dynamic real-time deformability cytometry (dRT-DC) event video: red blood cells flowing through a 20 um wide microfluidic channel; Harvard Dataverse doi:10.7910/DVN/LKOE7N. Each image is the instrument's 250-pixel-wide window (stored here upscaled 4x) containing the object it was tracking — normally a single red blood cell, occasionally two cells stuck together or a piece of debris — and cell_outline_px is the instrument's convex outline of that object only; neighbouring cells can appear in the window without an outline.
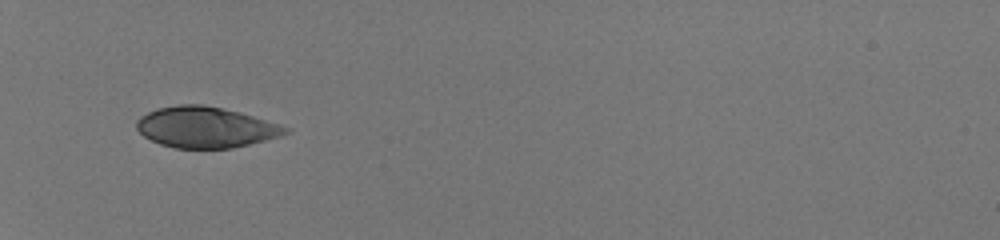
{"species": "human", "species_latin": "Homo sapiens", "temperature_condition": "room temperature", "stored_images_in_passage": 32, "camera_frame_rate_fps": 3000, "um_per_image_px": 0.085, "donor": {"sex": "male"}, "frame": {"image": 1, "passage_image": 1, "time_ms": 0.0, "image_size_px": [1000, 240], "cell_outline_px": [[292, 132], [280, 136], [232, 148], [176, 148], [160, 144], [144, 136], [136, 128], [136, 120], [140, 116], [156, 108], [180, 104], [204, 104], [240, 112], [292, 128]], "centroid_in_image_um": [17.48, 10.81], "position_along_channel_um": 67.5, "area_um2": 35.49}}
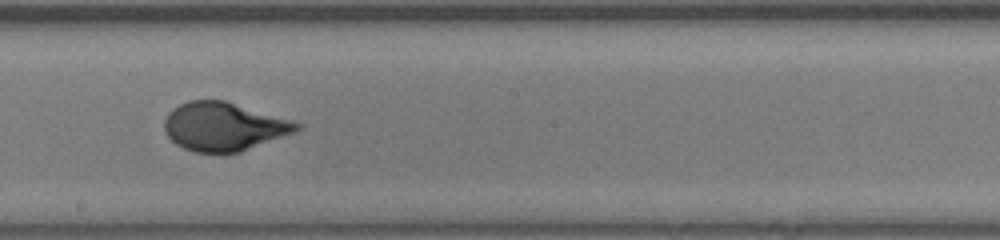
{"frame": {"image": 2, "passage_image": 14, "time_ms": 4.333, "image_size_px": [1000, 240], "cell_outline_px": [[304, 124], [296, 132], [240, 152], [196, 152], [184, 148], [176, 144], [164, 132], [164, 120], [168, 112], [172, 108], [188, 100], [224, 100], [292, 120]], "centroid_in_image_um": [19.02, 10.75], "position_along_channel_um": 229.2, "area_um2": 37.4}}
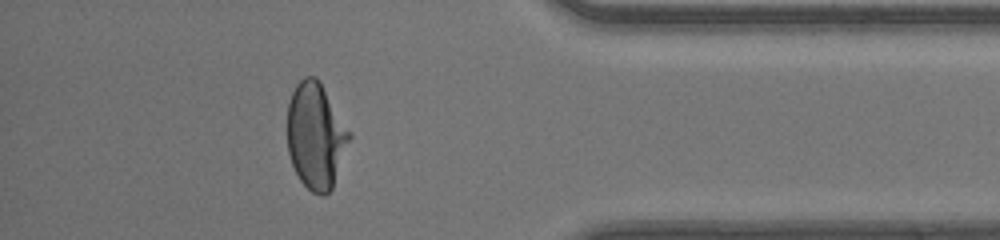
{"frame": {"image": 3, "passage_image": 28, "time_ms": 9.0, "image_size_px": [1000, 240], "cell_outline_px": [[352, 136], [332, 188], [324, 196], [320, 196], [312, 192], [300, 180], [292, 164], [288, 152], [288, 104], [292, 92], [296, 84], [304, 76], [316, 76], [320, 80], [352, 132]], "centroid_in_image_um": [26.87, 11.51], "position_along_channel_um": 408.3, "area_um2": 38.67}, "authors_computed_cell_mechanics": {"area_um2": 37.7434, "velocity_mm_per_s": 4.1646, "shape_relaxation_time_tau1_ms": 3.6372, "shape_relaxation_time_tau2_ms": null, "deformation_change_tau1": 0.1987, "deformation_change_tau2": null}}